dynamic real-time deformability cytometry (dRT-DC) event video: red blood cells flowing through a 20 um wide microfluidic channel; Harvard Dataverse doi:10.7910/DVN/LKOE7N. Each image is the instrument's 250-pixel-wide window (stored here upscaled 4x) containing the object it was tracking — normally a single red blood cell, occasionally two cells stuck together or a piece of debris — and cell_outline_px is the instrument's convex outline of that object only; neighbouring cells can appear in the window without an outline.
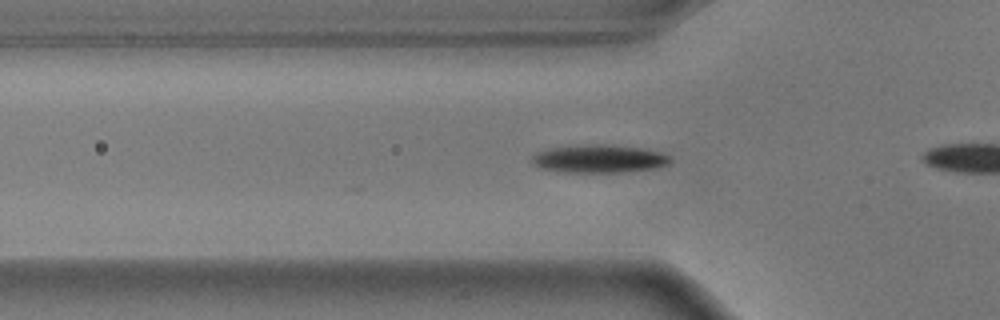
{"species": "common noctule bat (a hibernating species)", "species_latin": "Nyctalus noctula", "temperature_condition": "warm", "stored_images_in_passage": 36, "camera_frame_rate_fps": 3000, "um_per_image_px": 0.085, "animal": {"sex": "male", "body_mass_g": 17.9}, "frame": {"image": 1, "passage_image": 18, "time_ms": 5.667, "image_size_px": [1000, 320], "cell_outline_px": [[672, 160], [668, 164], [656, 168], [616, 172], [564, 172], [540, 168], [532, 164], [532, 156], [536, 152], [548, 148], [588, 144], [600, 144], [640, 148], [660, 152], [672, 156]], "centroid_in_image_um": [50.9, 13.49], "position_along_channel_um": 74.9, "area_um2": 22.54}}
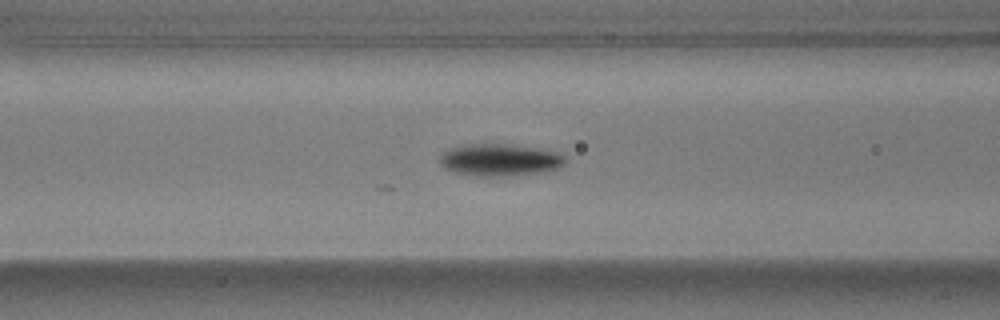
{"frame": {"image": 2, "passage_image": 22, "time_ms": 7.0, "image_size_px": [1000, 320], "cell_outline_px": [[568, 160], [564, 164], [556, 168], [544, 172], [512, 176], [476, 176], [452, 172], [444, 168], [440, 164], [440, 156], [444, 152], [452, 148], [472, 144], [504, 144], [536, 148], [556, 152], [564, 156]], "centroid_in_image_um": [42.49, 13.61], "position_along_channel_um": 124.1, "area_um2": 23.41}}
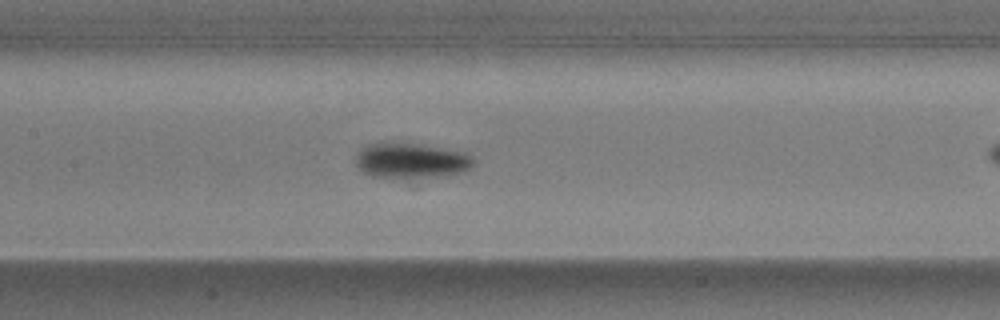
{"frame": {"image": 3, "passage_image": 26, "time_ms": 8.333, "image_size_px": [1000, 320], "cell_outline_px": [[476, 164], [472, 168], [460, 172], [436, 176], [372, 176], [360, 172], [356, 164], [356, 156], [360, 148], [368, 144], [380, 140], [388, 140], [424, 144], [464, 152], [472, 156], [476, 160]], "centroid_in_image_um": [34.91, 13.58], "position_along_channel_um": 172.5, "area_um2": 24.62}}